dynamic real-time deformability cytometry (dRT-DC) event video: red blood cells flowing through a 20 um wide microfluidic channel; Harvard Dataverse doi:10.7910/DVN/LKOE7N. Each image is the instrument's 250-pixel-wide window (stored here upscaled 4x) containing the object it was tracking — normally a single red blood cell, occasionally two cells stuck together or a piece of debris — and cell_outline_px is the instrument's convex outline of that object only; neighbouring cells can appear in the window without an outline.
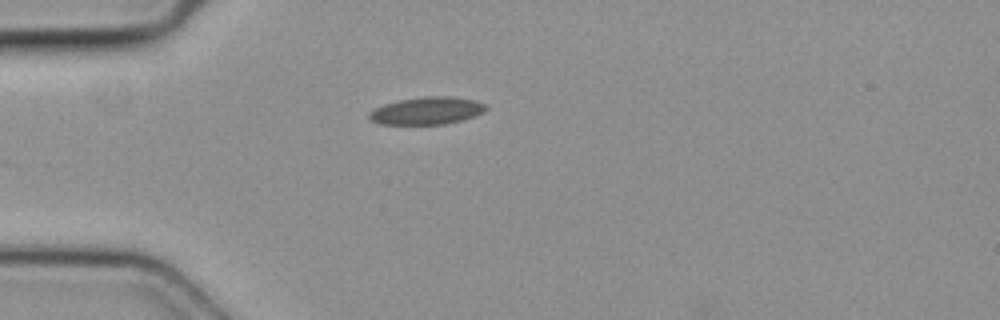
{"species": "common noctule bat (a hibernating species)", "species_latin": "Nyctalus noctula", "temperature_condition": "cold", "stored_images_in_passage": 1, "camera_frame_rate_fps": 3000, "um_per_image_px": 0.085, "animal": {"sex": "female", "body_mass_g": 19.3, "forearm_length_mm": 54.1}, "frame": {"image": 1, "passage_image": 1, "time_ms": 0.0, "image_size_px": [1000, 320], "cell_outline_px": [[488, 108], [484, 112], [460, 120], [444, 124], [380, 124], [372, 120], [368, 116], [368, 112], [384, 104], [400, 100], [424, 96], [448, 96], [476, 100], [484, 104]], "centroid_in_image_um": [36.28, 9.4], "position_along_channel_um": 48.7, "area_um2": 18.5}}